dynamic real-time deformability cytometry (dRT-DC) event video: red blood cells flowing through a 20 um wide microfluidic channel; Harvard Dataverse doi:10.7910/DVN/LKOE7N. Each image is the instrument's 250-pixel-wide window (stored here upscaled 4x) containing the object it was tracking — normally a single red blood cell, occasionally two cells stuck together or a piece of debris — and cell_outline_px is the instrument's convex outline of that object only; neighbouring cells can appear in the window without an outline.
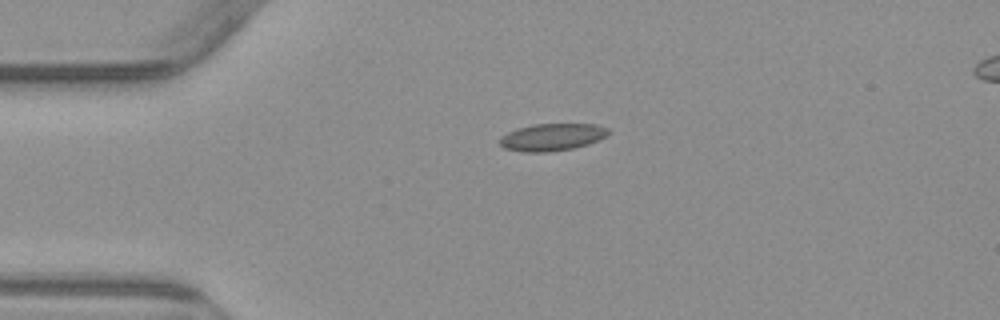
{"species": "common noctule bat (a hibernating species)", "species_latin": "Nyctalus noctula", "temperature_condition": "warm", "stored_images_in_passage": 3, "camera_frame_rate_fps": 3000, "um_per_image_px": 0.085, "animal": {"sex": "male", "body_mass_g": 23.1, "forearm_length_mm": 52.7}, "frame": {"image": 1, "passage_image": 1, "time_ms": 0.0, "image_size_px": [1000, 320], "cell_outline_px": [[612, 132], [608, 136], [588, 144], [572, 148], [548, 152], [524, 152], [504, 148], [500, 144], [500, 136], [516, 128], [532, 124], [596, 124], [608, 128]], "centroid_in_image_um": [46.94, 11.64], "position_along_channel_um": 38.1, "area_um2": 17.4}}
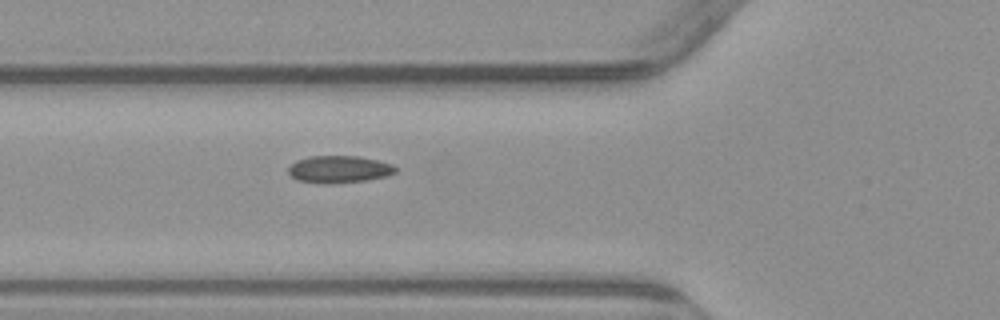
{"frame": {"image": 2, "passage_image": 3, "time_ms": 2.333, "image_size_px": [1000, 320], "cell_outline_px": [[396, 172], [388, 176], [368, 180], [332, 184], [324, 184], [296, 180], [288, 172], [288, 168], [296, 160], [308, 156], [360, 156], [380, 160], [392, 164], [396, 168]], "centroid_in_image_um": [28.84, 14.39], "position_along_channel_um": 97.0, "area_um2": 17.28}}